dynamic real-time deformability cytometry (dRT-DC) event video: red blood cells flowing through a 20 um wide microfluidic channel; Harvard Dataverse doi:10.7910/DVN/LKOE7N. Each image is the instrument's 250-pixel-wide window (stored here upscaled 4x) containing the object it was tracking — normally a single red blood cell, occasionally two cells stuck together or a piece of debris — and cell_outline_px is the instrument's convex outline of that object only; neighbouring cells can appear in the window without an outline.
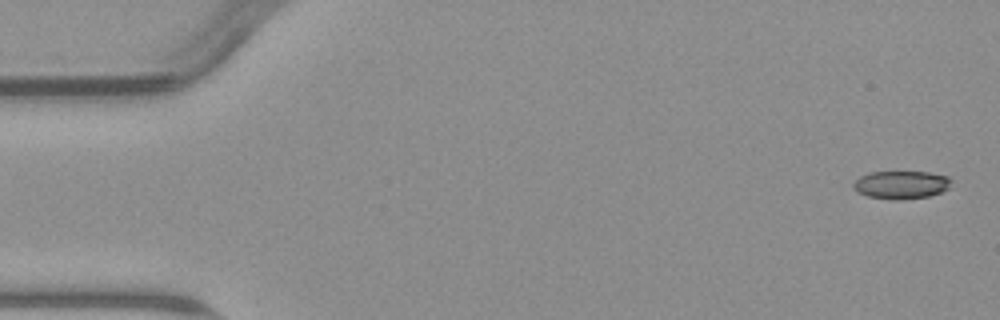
{"species": "common noctule bat (a hibernating species)", "species_latin": "Nyctalus noctula", "temperature_condition": "warm", "stored_images_in_passage": 5, "camera_frame_rate_fps": 3000, "um_per_image_px": 0.085, "animal": {"sex": "male", "body_mass_g": 23.1, "forearm_length_mm": 52.7}, "frame": {"image": 1, "passage_image": 1, "time_ms": 0.0, "image_size_px": [1000, 320], "cell_outline_px": [[952, 180], [948, 188], [940, 192], [928, 196], [896, 200], [892, 200], [868, 196], [856, 192], [852, 188], [852, 184], [860, 176], [868, 172], [928, 172], [948, 176]], "centroid_in_image_um": [76.56, 15.7], "position_along_channel_um": 8.4, "area_um2": 16.01}}
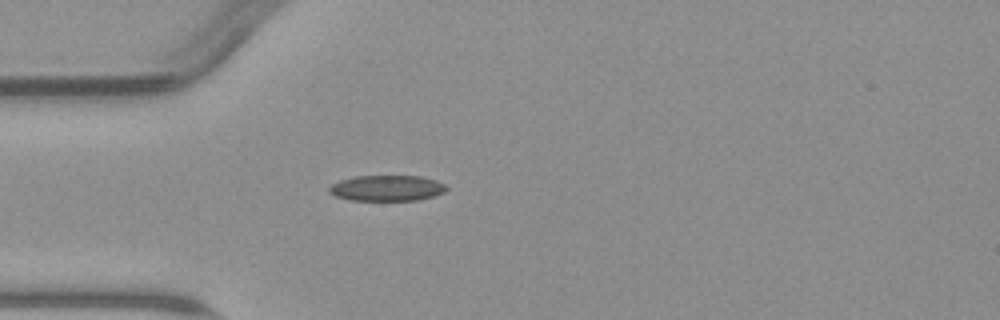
{"frame": {"image": 2, "passage_image": 5, "time_ms": 4.667, "image_size_px": [1000, 320], "cell_outline_px": [[448, 188], [444, 192], [432, 196], [416, 200], [348, 200], [336, 196], [328, 192], [328, 188], [332, 184], [340, 180], [356, 176], [420, 176], [436, 180], [444, 184]], "centroid_in_image_um": [32.86, 15.99], "position_along_channel_um": 52.1, "area_um2": 17.51}}